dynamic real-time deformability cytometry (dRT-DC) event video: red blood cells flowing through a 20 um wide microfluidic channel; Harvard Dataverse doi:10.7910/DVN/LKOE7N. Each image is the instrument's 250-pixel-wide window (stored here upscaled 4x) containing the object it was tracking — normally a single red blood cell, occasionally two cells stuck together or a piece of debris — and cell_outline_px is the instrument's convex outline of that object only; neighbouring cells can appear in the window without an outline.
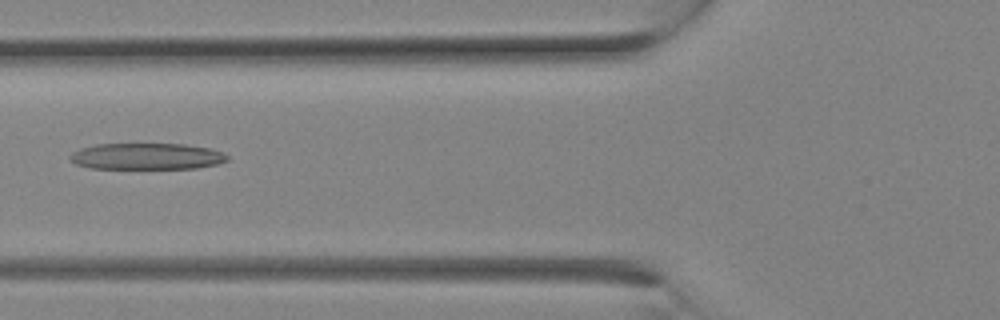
{"species": "Egyptian fruit bat (a non-hibernating species)", "species_latin": "Rousettus aegyptiacus", "temperature_condition": "room temperature", "stored_images_in_passage": 6, "camera_frame_rate_fps": 3000, "um_per_image_px": 0.085, "animal": {"sex": "female"}, "frame": {"image": 1, "passage_image": 5, "time_ms": 1.333, "image_size_px": [1000, 320], "cell_outline_px": [[228, 160], [216, 164], [196, 168], [88, 168], [76, 164], [68, 156], [72, 152], [80, 148], [96, 144], [184, 144], [208, 148], [224, 152], [228, 156]], "centroid_in_image_um": [12.45, 13.28], "position_along_channel_um": 113.3, "area_um2": 24.1}}